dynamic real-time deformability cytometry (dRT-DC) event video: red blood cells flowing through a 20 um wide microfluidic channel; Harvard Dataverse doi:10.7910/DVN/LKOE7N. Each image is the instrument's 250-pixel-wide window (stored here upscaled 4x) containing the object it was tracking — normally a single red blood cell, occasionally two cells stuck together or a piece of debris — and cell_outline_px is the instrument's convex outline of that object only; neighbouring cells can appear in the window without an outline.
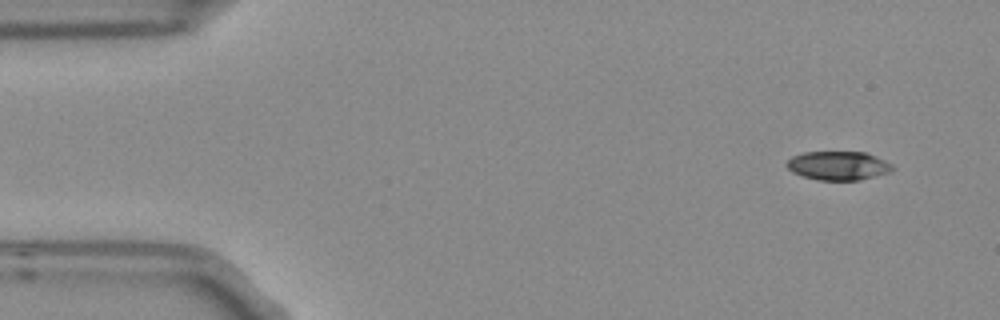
{"species": "Egyptian fruit bat (a non-hibernating species)", "species_latin": "Rousettus aegyptiacus", "temperature_condition": "room temperature", "stored_images_in_passage": 5, "camera_frame_rate_fps": 3000, "um_per_image_px": 0.085, "frame": {"image": 1, "passage_image": 1, "time_ms": 0.0, "image_size_px": [1000, 320], "cell_outline_px": [[892, 168], [888, 172], [860, 180], [816, 180], [792, 172], [784, 164], [792, 156], [804, 152], [864, 152], [876, 156], [892, 164]], "centroid_in_image_um": [71.2, 14.08], "position_along_channel_um": 13.8, "area_um2": 17.63}}
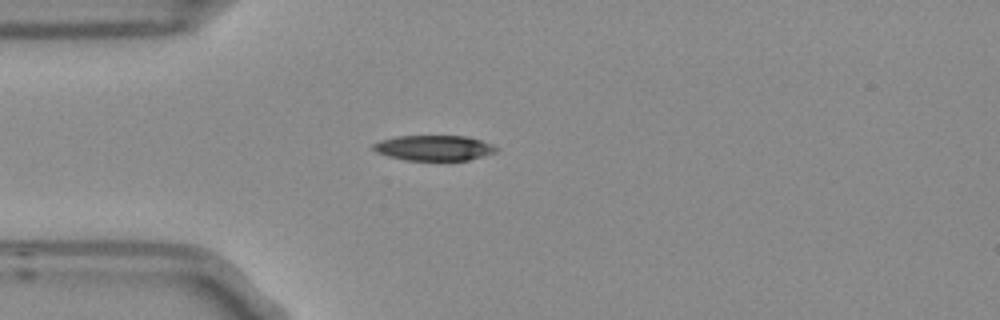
{"frame": {"image": 2, "passage_image": 4, "time_ms": 1.0, "image_size_px": [1000, 320], "cell_outline_px": [[496, 152], [468, 160], [404, 160], [388, 156], [376, 152], [372, 148], [372, 144], [380, 140], [396, 136], [464, 136], [480, 140], [496, 148]], "centroid_in_image_um": [36.81, 12.57], "position_along_channel_um": 48.2, "area_um2": 17.92}}